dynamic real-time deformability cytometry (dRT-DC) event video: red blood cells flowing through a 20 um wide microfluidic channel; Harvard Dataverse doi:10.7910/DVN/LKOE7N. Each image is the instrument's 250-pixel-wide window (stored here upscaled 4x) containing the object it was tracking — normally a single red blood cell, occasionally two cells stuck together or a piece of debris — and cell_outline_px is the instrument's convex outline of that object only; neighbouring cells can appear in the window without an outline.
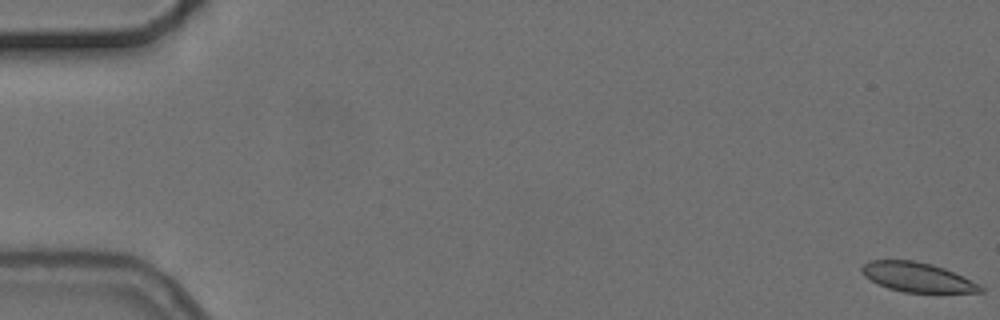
{"species": "common noctule bat (a hibernating species)", "species_latin": "Nyctalus noctula", "temperature_condition": "cold", "stored_images_in_passage": 5, "camera_frame_rate_fps": 3000, "um_per_image_px": 0.085, "animal": {"sex": "female", "body_mass_g": 24.6, "forearm_length_mm": 56.2}, "frame": {"image": 1, "passage_image": 1, "time_ms": 0.0, "image_size_px": [1000, 320], "cell_outline_px": [[984, 292], [904, 292], [888, 288], [864, 276], [860, 272], [860, 268], [864, 264], [872, 260], [912, 260], [932, 264], [944, 268], [980, 284], [984, 288]], "centroid_in_image_um": [77.97, 23.56], "position_along_channel_um": 7.0, "area_um2": 20.17}}